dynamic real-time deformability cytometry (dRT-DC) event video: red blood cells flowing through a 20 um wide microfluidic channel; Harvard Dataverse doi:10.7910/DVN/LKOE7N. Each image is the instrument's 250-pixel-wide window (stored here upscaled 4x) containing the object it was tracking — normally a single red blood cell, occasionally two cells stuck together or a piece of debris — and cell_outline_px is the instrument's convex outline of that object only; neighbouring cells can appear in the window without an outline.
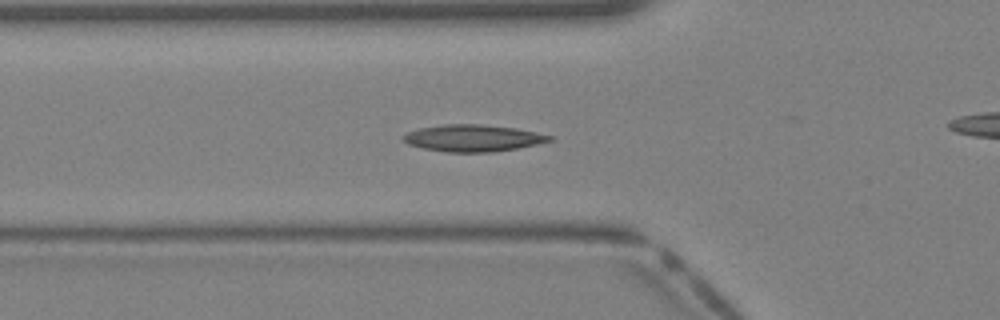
{"species": "Egyptian fruit bat (a non-hibernating species)", "species_latin": "Rousettus aegyptiacus", "temperature_condition": "warm", "stored_images_in_passage": 39, "camera_frame_rate_fps": 3000, "um_per_image_px": 0.085, "animal": {"sex": "female"}, "frame": {"image": 1, "passage_image": 13, "time_ms": 4.0, "image_size_px": [1000, 320], "cell_outline_px": [[552, 140], [536, 144], [516, 148], [492, 152], [448, 152], [424, 148], [408, 144], [404, 140], [404, 136], [408, 132], [420, 128], [444, 124], [480, 124], [516, 128], [552, 136]], "centroid_in_image_um": [40.2, 11.73], "position_along_channel_um": 85.6, "area_um2": 22.48}}
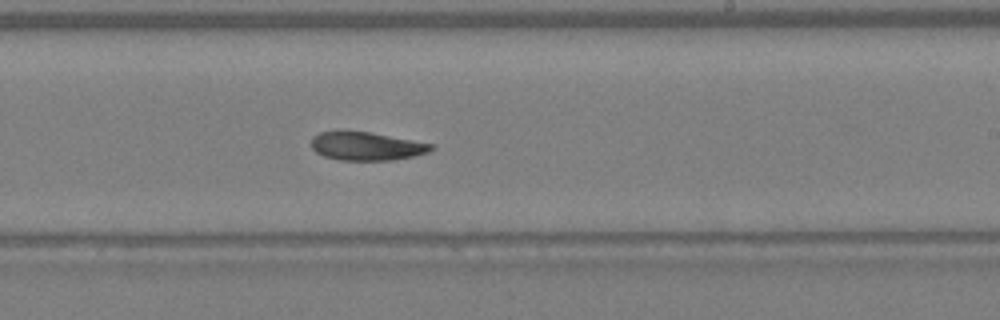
{"frame": {"image": 2, "passage_image": 23, "time_ms": 7.333, "image_size_px": [1000, 320], "cell_outline_px": [[432, 148], [428, 152], [396, 160], [340, 160], [324, 156], [316, 152], [312, 148], [312, 136], [320, 132], [372, 132], [432, 144]], "centroid_in_image_um": [31.13, 12.43], "position_along_channel_um": 257.9, "area_um2": 19.48}}
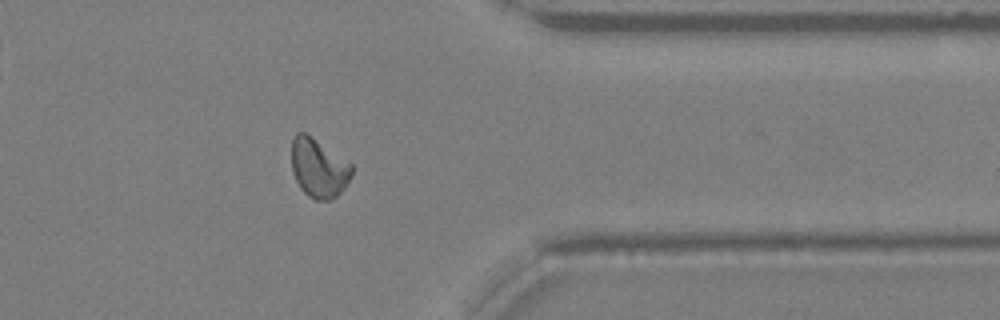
{"frame": {"image": 3, "passage_image": 31, "time_ms": 10.0, "image_size_px": [1000, 320], "cell_outline_px": [[352, 176], [344, 188], [332, 200], [316, 200], [308, 196], [300, 188], [292, 172], [292, 140], [296, 132], [304, 132], [352, 164]], "centroid_in_image_um": [27.08, 14.31], "position_along_channel_um": 384.3, "area_um2": 20.52}}